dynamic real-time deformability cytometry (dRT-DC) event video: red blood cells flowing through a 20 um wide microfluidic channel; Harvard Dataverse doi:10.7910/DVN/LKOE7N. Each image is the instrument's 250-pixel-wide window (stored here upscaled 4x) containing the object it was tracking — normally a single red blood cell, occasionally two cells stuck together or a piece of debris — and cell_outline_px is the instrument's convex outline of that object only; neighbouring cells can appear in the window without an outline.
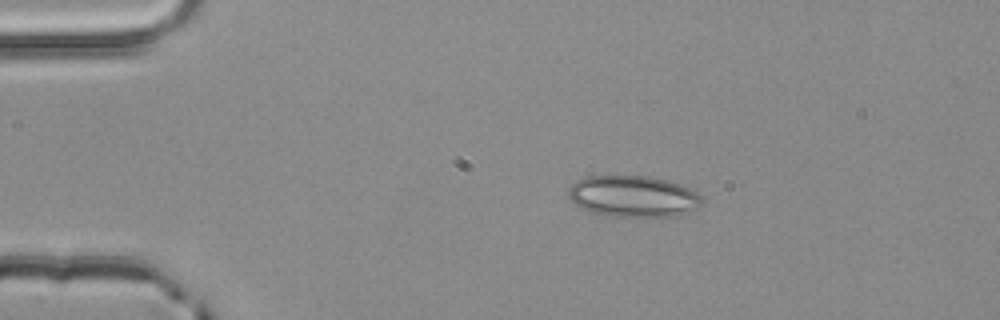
{"species": "common noctule bat (a hibernating species)", "species_latin": "Nyctalus noctula", "temperature_condition": "room temperature", "stored_images_in_passage": 3, "camera_frame_rate_fps": 3000, "um_per_image_px": 0.085, "animal": {"sex": "male", "body_mass_g": 20.4}, "frame": {"image": 1, "passage_image": 2, "time_ms": 0.333, "image_size_px": [1000, 320], "cell_outline_px": [[704, 200], [696, 208], [680, 216], [612, 216], [592, 212], [576, 204], [568, 196], [568, 188], [576, 180], [584, 176], [648, 176], [668, 180], [680, 184], [696, 192]], "centroid_in_image_um": [53.82, 16.68], "position_along_channel_um": 31.2, "area_um2": 32.08}}